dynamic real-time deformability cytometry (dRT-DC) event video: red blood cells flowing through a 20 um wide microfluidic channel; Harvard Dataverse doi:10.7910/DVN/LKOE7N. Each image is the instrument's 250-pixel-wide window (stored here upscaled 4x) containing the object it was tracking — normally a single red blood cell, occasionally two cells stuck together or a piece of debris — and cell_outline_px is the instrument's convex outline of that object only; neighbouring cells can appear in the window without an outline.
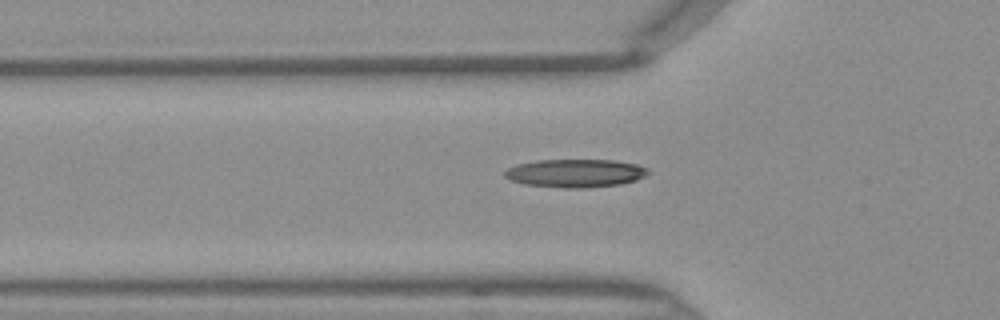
{"species": "Egyptian fruit bat (a non-hibernating species)", "species_latin": "Rousettus aegyptiacus", "temperature_condition": "warm", "stored_images_in_passage": 33, "camera_frame_rate_fps": 3000, "um_per_image_px": 0.085, "frame": {"image": 1, "passage_image": 7, "time_ms": 2.0, "image_size_px": [1000, 320], "cell_outline_px": [[652, 172], [636, 180], [620, 184], [584, 188], [564, 188], [524, 184], [512, 180], [504, 176], [504, 172], [508, 168], [516, 164], [536, 160], [612, 160], [636, 164], [648, 168]], "centroid_in_image_um": [48.91, 14.72], "position_along_channel_um": 76.9, "area_um2": 23.58}}
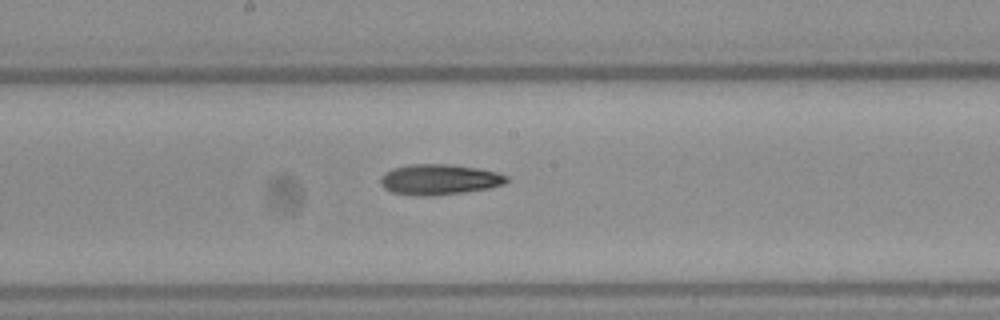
{"frame": {"image": 2, "passage_image": 16, "time_ms": 5.0, "image_size_px": [1000, 320], "cell_outline_px": [[508, 180], [504, 184], [488, 188], [464, 192], [432, 196], [416, 196], [392, 192], [384, 188], [380, 184], [380, 176], [384, 172], [392, 168], [408, 164], [448, 164], [476, 168], [496, 172], [508, 176]], "centroid_in_image_um": [37.28, 15.26], "position_along_channel_um": 210.9, "area_um2": 22.54}}
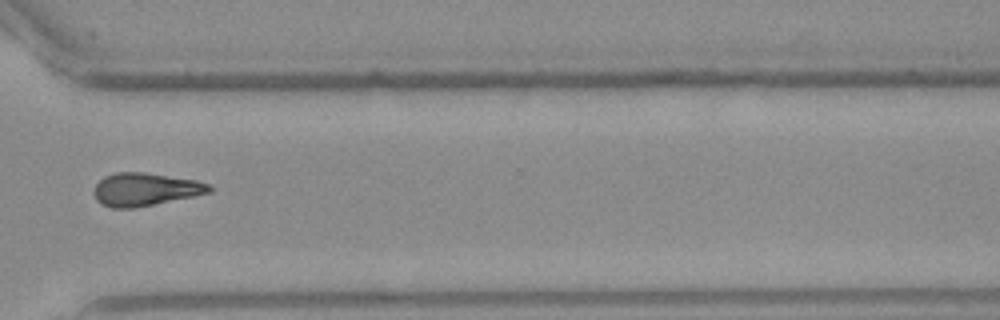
{"frame": {"image": 3, "passage_image": 26, "time_ms": 8.333, "image_size_px": [1000, 320], "cell_outline_px": [[212, 192], [132, 208], [112, 208], [100, 204], [96, 200], [92, 192], [96, 184], [104, 176], [116, 172], [144, 172], [196, 180], [208, 184], [212, 188]], "centroid_in_image_um": [12.28, 16.09], "position_along_channel_um": 358.3, "area_um2": 22.02}}